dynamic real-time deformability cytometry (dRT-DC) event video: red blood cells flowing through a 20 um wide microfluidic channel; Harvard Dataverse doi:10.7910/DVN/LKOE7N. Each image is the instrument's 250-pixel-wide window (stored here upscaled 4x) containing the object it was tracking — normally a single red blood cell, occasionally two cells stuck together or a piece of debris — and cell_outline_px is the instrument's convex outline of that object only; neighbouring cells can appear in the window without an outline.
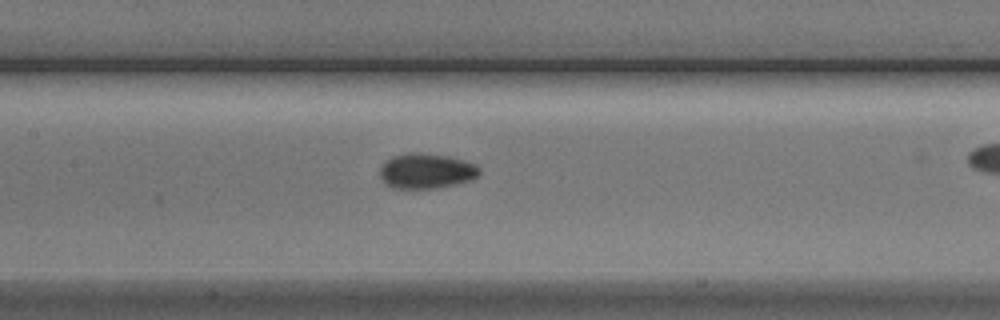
{"species": "Egyptian fruit bat (a non-hibernating species)", "species_latin": "Rousettus aegyptiacus", "temperature_condition": "cold", "stored_images_in_passage": 7, "camera_frame_rate_fps": 3000, "um_per_image_px": 0.085, "animal": {"sex": "male"}, "frame": {"image": 1, "passage_image": 6, "time_ms": 6.667, "image_size_px": [1000, 320], "cell_outline_px": [[480, 172], [472, 180], [436, 188], [392, 188], [384, 184], [380, 176], [380, 168], [392, 156], [408, 152], [416, 152], [448, 156], [464, 160], [480, 168]], "centroid_in_image_um": [36.21, 14.53], "position_along_channel_um": 171.2, "area_um2": 20.29}}